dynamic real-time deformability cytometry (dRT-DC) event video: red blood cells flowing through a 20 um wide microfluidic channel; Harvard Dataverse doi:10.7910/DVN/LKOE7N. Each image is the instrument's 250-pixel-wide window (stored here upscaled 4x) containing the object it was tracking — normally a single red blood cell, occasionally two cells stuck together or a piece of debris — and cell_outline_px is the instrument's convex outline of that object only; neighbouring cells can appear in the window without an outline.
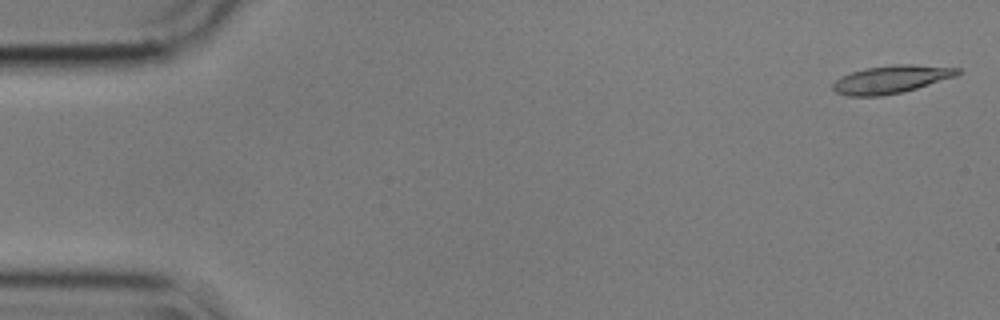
{"species": "common noctule bat (a hibernating species)", "species_latin": "Nyctalus noctula", "temperature_condition": "cold", "stored_images_in_passage": 6, "camera_frame_rate_fps": 3000, "um_per_image_px": 0.085, "animal": {"sex": "male", "body_mass_g": 17.9}, "frame": {"image": 1, "passage_image": 1, "time_ms": 0.0, "image_size_px": [1000, 320], "cell_outline_px": [[960, 72], [956, 76], [904, 92], [880, 96], [848, 96], [836, 92], [832, 88], [832, 84], [836, 80], [852, 72], [868, 68], [892, 64], [912, 64], [960, 68]], "centroid_in_image_um": [75.77, 6.75], "position_along_channel_um": 9.2, "area_um2": 20.11}}